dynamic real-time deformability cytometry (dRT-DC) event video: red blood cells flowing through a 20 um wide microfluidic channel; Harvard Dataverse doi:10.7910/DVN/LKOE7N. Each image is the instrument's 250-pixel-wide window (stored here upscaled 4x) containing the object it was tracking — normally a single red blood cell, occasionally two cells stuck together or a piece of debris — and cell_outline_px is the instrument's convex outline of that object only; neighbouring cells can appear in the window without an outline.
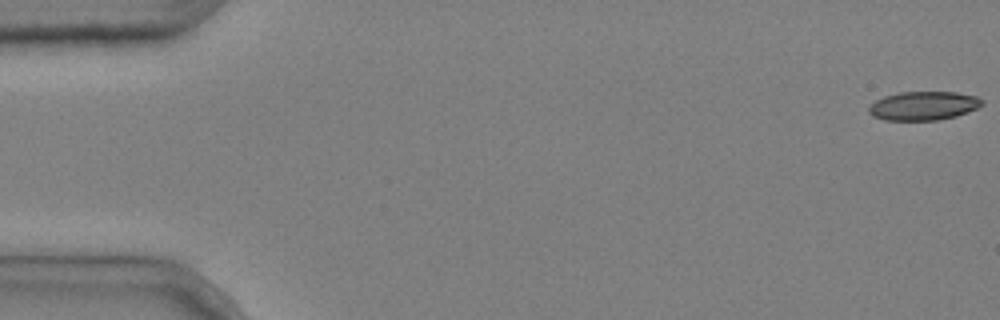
{"species": "common noctule bat (a hibernating species)", "species_latin": "Nyctalus noctula", "temperature_condition": "cold", "stored_images_in_passage": 6, "camera_frame_rate_fps": 3000, "um_per_image_px": 0.085, "animal": {"sex": "male", "body_mass_g": 20.4}, "frame": {"image": 1, "passage_image": 1, "time_ms": 0.0, "image_size_px": [1000, 320], "cell_outline_px": [[984, 104], [968, 112], [956, 116], [936, 120], [884, 120], [872, 116], [868, 112], [868, 108], [876, 100], [884, 96], [900, 92], [956, 92], [976, 96], [984, 100]], "centroid_in_image_um": [78.5, 8.99], "position_along_channel_um": 6.5, "area_um2": 19.02}}
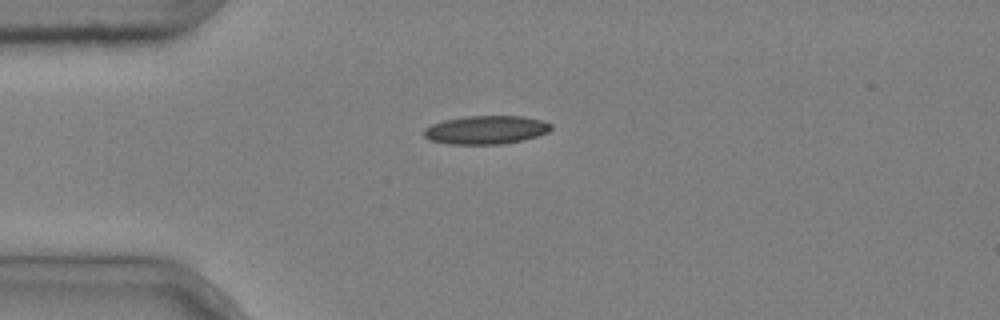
{"frame": {"image": 2, "passage_image": 4, "time_ms": 1.0, "image_size_px": [1000, 320], "cell_outline_px": [[552, 128], [548, 132], [524, 140], [500, 144], [448, 144], [428, 140], [424, 136], [424, 128], [432, 124], [444, 120], [468, 116], [524, 116], [540, 120], [552, 124]], "centroid_in_image_um": [41.3, 11.04], "position_along_channel_um": 43.7, "area_um2": 21.1}}